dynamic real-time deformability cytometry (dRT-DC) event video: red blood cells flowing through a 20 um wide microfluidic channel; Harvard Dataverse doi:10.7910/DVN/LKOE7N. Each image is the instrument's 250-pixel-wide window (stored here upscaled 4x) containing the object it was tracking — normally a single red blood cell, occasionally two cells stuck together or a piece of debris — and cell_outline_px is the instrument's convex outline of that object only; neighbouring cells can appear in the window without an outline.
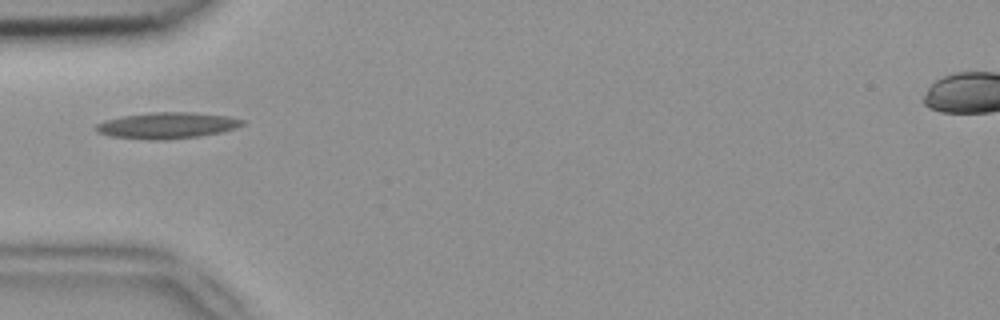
{"species": "common noctule bat (a hibernating species)", "species_latin": "Nyctalus noctula", "temperature_condition": "room temperature", "stored_images_in_passage": 10, "camera_frame_rate_fps": 3000, "um_per_image_px": 0.085, "animal": {"sex": "female", "body_mass_g": 18.4}, "frame": {"image": 1, "passage_image": 1, "time_ms": 0.0, "image_size_px": [1000, 320], "cell_outline_px": [[244, 124], [236, 128], [220, 132], [200, 136], [168, 140], [148, 140], [112, 136], [96, 132], [96, 124], [104, 120], [124, 116], [152, 112], [196, 112], [228, 116], [244, 120]], "centroid_in_image_um": [14.21, 10.66], "position_along_channel_um": 70.8, "area_um2": 22.43}}